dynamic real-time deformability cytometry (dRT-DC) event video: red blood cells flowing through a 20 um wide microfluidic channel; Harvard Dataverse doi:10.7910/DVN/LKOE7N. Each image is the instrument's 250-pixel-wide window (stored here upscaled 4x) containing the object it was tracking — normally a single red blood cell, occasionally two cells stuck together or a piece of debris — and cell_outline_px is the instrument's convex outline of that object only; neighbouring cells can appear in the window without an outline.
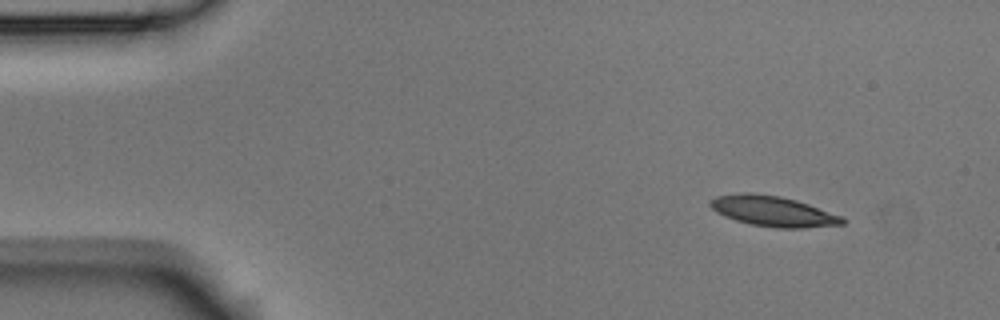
{"species": "Egyptian fruit bat (a non-hibernating species)", "species_latin": "Rousettus aegyptiacus", "temperature_condition": "room temperature", "stored_images_in_passage": 8, "camera_frame_rate_fps": 3000, "um_per_image_px": 0.085, "animal": {"sex": "male"}, "frame": {"image": 1, "passage_image": 1, "time_ms": 0.0, "image_size_px": [1000, 320], "cell_outline_px": [[844, 224], [804, 228], [776, 228], [752, 224], [736, 220], [724, 216], [716, 212], [708, 204], [708, 200], [716, 196], [740, 192], [752, 192], [780, 196], [796, 200], [844, 216]], "centroid_in_image_um": [65.69, 17.94], "position_along_channel_um": 19.3, "area_um2": 23.58}}
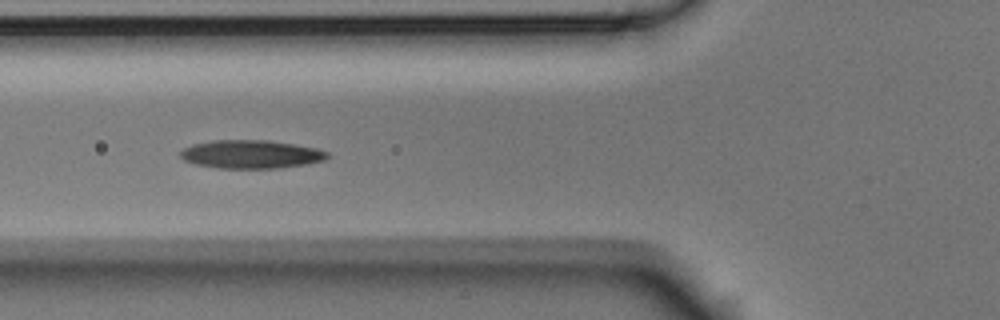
{"frame": {"image": 2, "passage_image": 5, "time_ms": 1.333, "image_size_px": [1000, 320], "cell_outline_px": [[332, 156], [324, 160], [304, 164], [276, 168], [216, 168], [196, 164], [184, 160], [180, 156], [180, 152], [184, 148], [192, 144], [212, 140], [268, 140], [316, 148], [328, 152]], "centroid_in_image_um": [21.32, 13.11], "position_along_channel_um": 104.5, "area_um2": 24.22}}
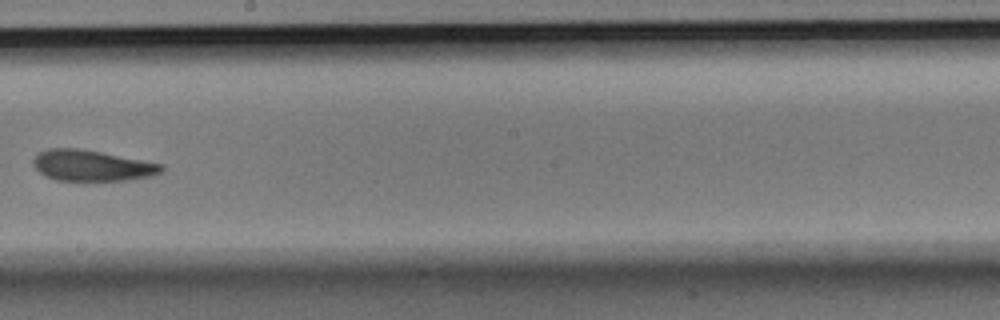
{"frame": {"image": 3, "passage_image": 8, "time_ms": 2.333, "image_size_px": [1000, 320], "cell_outline_px": [[164, 168], [160, 172], [152, 176], [124, 180], [56, 180], [40, 172], [32, 164], [32, 160], [40, 152], [48, 148], [80, 148], [164, 164]], "centroid_in_image_um": [7.82, 14.06], "position_along_channel_um": 240.4, "area_um2": 22.89}}